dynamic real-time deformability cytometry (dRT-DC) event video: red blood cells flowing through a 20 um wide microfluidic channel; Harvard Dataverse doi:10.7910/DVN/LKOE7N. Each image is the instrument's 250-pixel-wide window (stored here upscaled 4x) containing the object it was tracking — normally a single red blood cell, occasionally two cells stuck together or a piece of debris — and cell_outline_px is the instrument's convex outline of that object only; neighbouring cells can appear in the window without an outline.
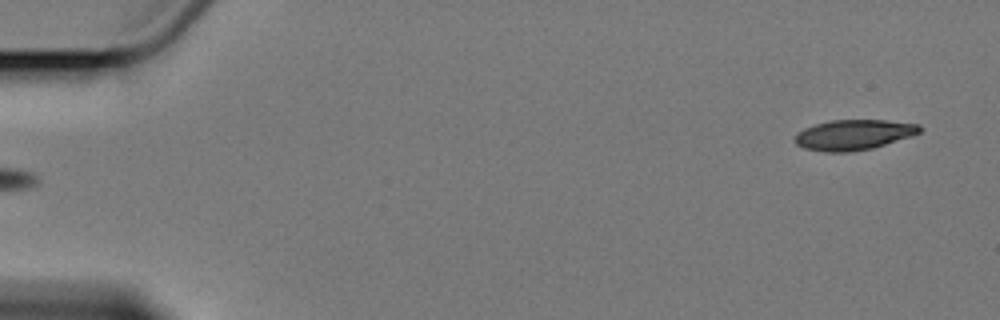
{"species": "Egyptian fruit bat (a non-hibernating species)", "species_latin": "Rousettus aegyptiacus", "temperature_condition": "cold", "stored_images_in_passage": 4, "segment_of_instrument_passage": [2, 2], "camera_frame_rate_fps": 3000, "um_per_image_px": 0.085, "animal": {"sex": "female"}, "frame": {"image": 1, "passage_image": 4, "time_ms": 3.667, "image_size_px": [1000, 320], "cell_outline_px": [[920, 132], [912, 136], [872, 148], [848, 152], [828, 152], [804, 148], [796, 144], [796, 132], [804, 128], [816, 124], [832, 120], [884, 120], [920, 124]], "centroid_in_image_um": [72.56, 11.45], "position_along_channel_um": 12.4, "area_um2": 21.85}}